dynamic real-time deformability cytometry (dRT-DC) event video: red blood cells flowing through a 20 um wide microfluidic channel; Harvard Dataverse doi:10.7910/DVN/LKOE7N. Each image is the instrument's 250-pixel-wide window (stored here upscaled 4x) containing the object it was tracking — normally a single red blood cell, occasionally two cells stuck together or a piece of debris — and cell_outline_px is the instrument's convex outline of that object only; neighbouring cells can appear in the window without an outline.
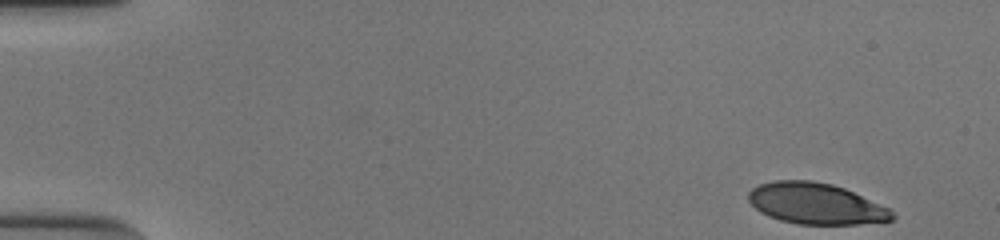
{"species": "human", "species_latin": "Homo sapiens", "temperature_condition": "cold", "stored_images_in_passage": 50, "camera_frame_rate_fps": 3000, "um_per_image_px": 0.085, "donor": {"sex": "male"}, "frame": {"image": 1, "passage_image": 1, "time_ms": 0.0, "image_size_px": [1000, 240], "cell_outline_px": [[896, 216], [892, 220], [860, 224], [800, 224], [780, 220], [768, 216], [760, 212], [748, 200], [748, 192], [752, 188], [760, 184], [776, 180], [812, 180], [832, 184], [844, 188], [888, 208]], "centroid_in_image_um": [69.32, 17.3], "position_along_channel_um": 15.7, "area_um2": 34.22}}
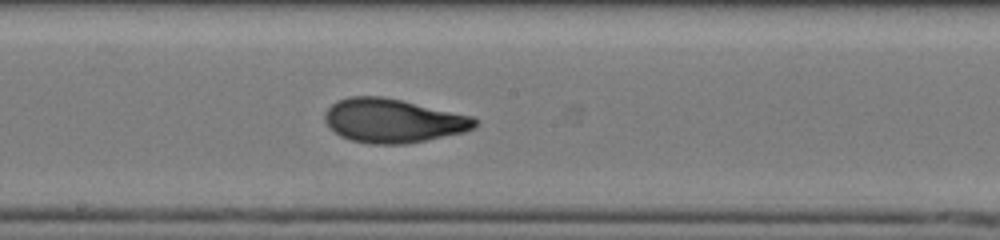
{"frame": {"image": 2, "passage_image": 27, "time_ms": 8.667, "image_size_px": [1000, 240], "cell_outline_px": [[480, 120], [476, 128], [464, 132], [404, 144], [368, 144], [352, 140], [340, 136], [328, 128], [324, 120], [324, 112], [336, 100], [348, 96], [380, 96], [400, 100], [472, 116]], "centroid_in_image_um": [33.37, 10.26], "position_along_channel_um": 214.8, "area_um2": 38.49}}
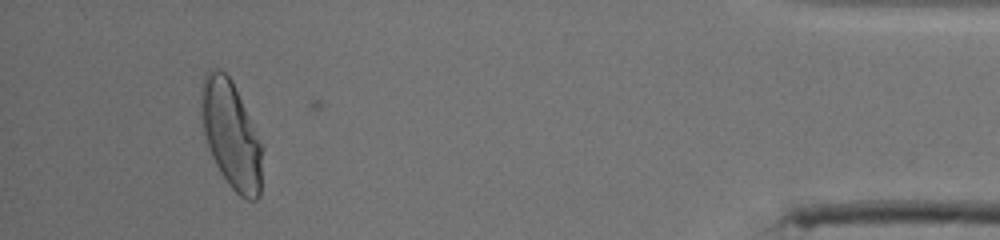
{"frame": {"image": 3, "passage_image": 47, "time_ms": 15.333, "image_size_px": [1000, 240], "cell_outline_px": [[264, 148], [260, 196], [256, 200], [248, 200], [240, 196], [228, 184], [220, 172], [200, 132], [200, 88], [204, 76], [208, 72], [216, 68], [224, 72], [232, 80], [264, 144]], "centroid_in_image_um": [19.64, 11.46], "position_along_channel_um": 415.6, "area_um2": 39.54}, "authors_computed_cell_mechanics": {"area_um2": 37.8012, "velocity_mm_per_s": 3.8842, "shape_relaxation_time_tau1_ms": 4.3792, "shape_relaxation_time_tau2_ms": 1.0023, "deformation_change_tau1": 0.1926, "deformation_change_tau2": 0.0656}}